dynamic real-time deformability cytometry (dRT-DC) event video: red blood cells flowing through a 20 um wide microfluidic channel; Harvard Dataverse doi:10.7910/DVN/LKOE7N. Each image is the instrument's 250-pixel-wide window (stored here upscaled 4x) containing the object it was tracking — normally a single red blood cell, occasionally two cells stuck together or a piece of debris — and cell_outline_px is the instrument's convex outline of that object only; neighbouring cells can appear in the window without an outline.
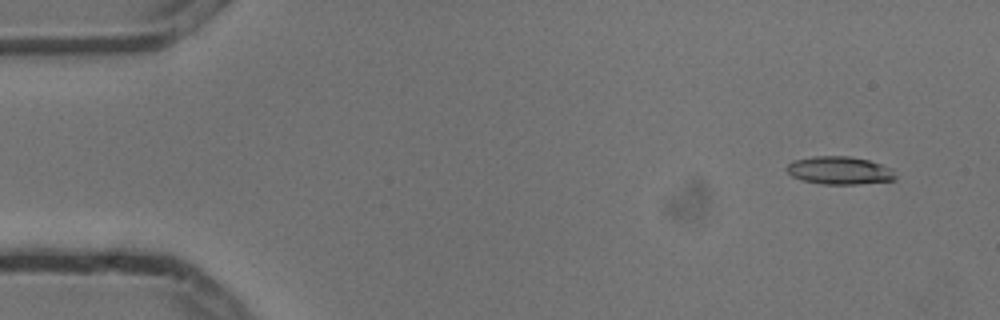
{"species": "common noctule bat (a hibernating species)", "species_latin": "Nyctalus noctula", "temperature_condition": "cold", "stored_images_in_passage": 6, "camera_frame_rate_fps": 3000, "um_per_image_px": 0.085, "animal": {"sex": "male", "body_mass_g": 13.3}, "frame": {"image": 1, "passage_image": 1, "time_ms": 0.0, "image_size_px": [1000, 320], "cell_outline_px": [[896, 180], [856, 184], [820, 184], [800, 180], [792, 176], [784, 168], [792, 160], [812, 156], [848, 156], [868, 160], [892, 168], [896, 176]], "centroid_in_image_um": [71.32, 14.49], "position_along_channel_um": 13.7, "area_um2": 17.86}}
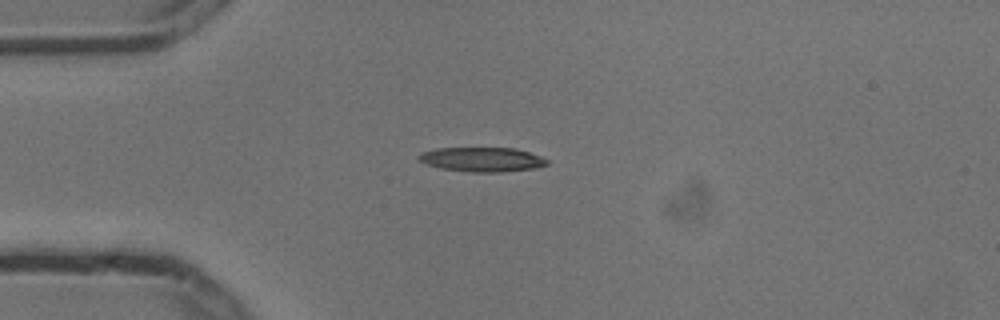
{"frame": {"image": 2, "passage_image": 4, "time_ms": 1.0, "image_size_px": [1000, 320], "cell_outline_px": [[548, 164], [536, 168], [500, 172], [472, 172], [440, 168], [416, 160], [416, 156], [420, 152], [436, 148], [516, 148], [540, 156], [548, 160]], "centroid_in_image_um": [40.93, 13.55], "position_along_channel_um": 44.1, "area_um2": 18.32}}